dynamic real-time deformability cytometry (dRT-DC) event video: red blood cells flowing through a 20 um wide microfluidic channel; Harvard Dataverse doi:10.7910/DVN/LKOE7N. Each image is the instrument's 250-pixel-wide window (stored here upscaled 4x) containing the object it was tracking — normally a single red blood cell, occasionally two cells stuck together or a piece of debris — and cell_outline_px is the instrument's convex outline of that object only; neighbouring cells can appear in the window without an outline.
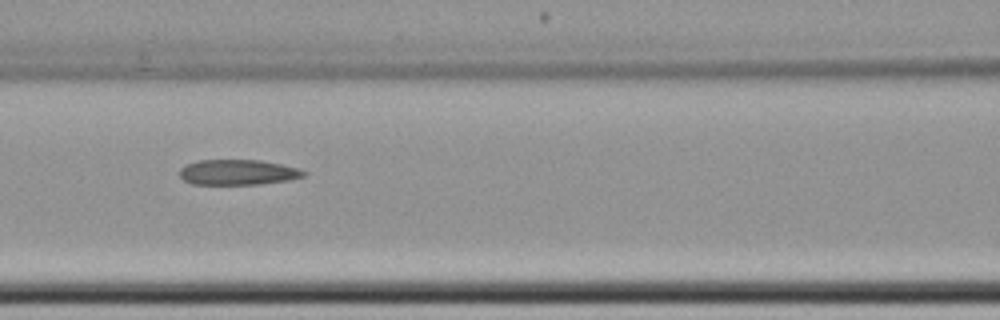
{"species": "common noctule bat (a hibernating species)", "species_latin": "Nyctalus noctula", "temperature_condition": "cold", "stored_images_in_passage": 7, "camera_frame_rate_fps": 3000, "um_per_image_px": 0.085, "animal": {"sex": "female", "body_mass_g": 22.7, "forearm_length_mm": 54.2}, "frame": {"image": 1, "passage_image": 6, "time_ms": 6.667, "image_size_px": [1000, 320], "cell_outline_px": [[308, 172], [304, 176], [288, 180], [260, 184], [192, 184], [184, 180], [180, 176], [180, 168], [188, 164], [200, 160], [260, 160], [300, 168]], "centroid_in_image_um": [20.25, 14.64], "position_along_channel_um": 146.4, "area_um2": 18.26}}
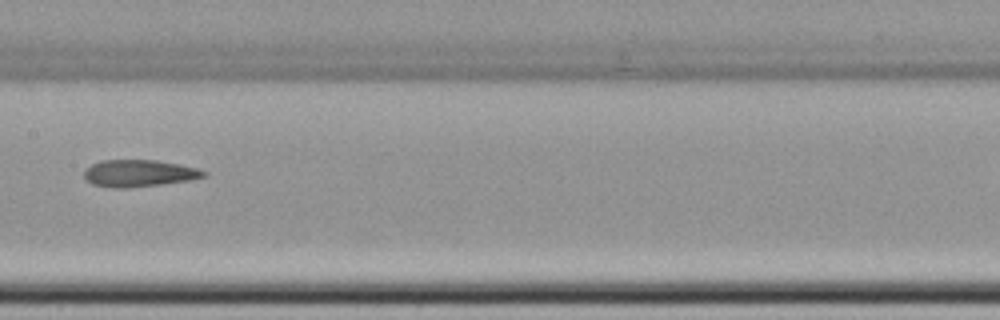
{"frame": {"image": 2, "passage_image": 7, "time_ms": 8.0, "image_size_px": [1000, 320], "cell_outline_px": [[208, 176], [192, 180], [128, 188], [112, 188], [92, 184], [84, 180], [84, 168], [100, 160], [156, 160], [180, 164], [196, 168], [208, 172]], "centroid_in_image_um": [11.8, 14.73], "position_along_channel_um": 195.6, "area_um2": 19.07}}